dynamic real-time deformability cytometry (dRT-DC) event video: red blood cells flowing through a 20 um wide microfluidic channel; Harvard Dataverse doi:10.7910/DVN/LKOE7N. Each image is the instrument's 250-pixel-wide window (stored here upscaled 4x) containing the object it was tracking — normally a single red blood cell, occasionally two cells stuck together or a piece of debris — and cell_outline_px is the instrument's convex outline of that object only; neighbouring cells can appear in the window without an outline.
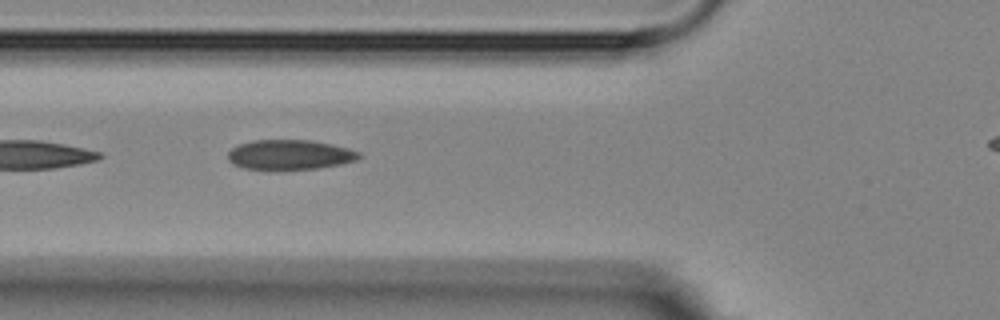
{"species": "Egyptian fruit bat (a non-hibernating species)", "species_latin": "Rousettus aegyptiacus", "temperature_condition": "room temperature", "stored_images_in_passage": 6, "camera_frame_rate_fps": 3000, "um_per_image_px": 0.085, "animal": {"sex": "female"}, "frame": {"image": 1, "passage_image": 3, "time_ms": 2.333, "image_size_px": [1000, 320], "cell_outline_px": [[364, 156], [356, 160], [340, 164], [316, 168], [244, 168], [232, 164], [228, 160], [228, 152], [232, 148], [240, 144], [252, 140], [312, 140], [348, 148], [360, 152]], "centroid_in_image_um": [24.65, 13.13], "position_along_channel_um": 101.1, "area_um2": 22.43}}
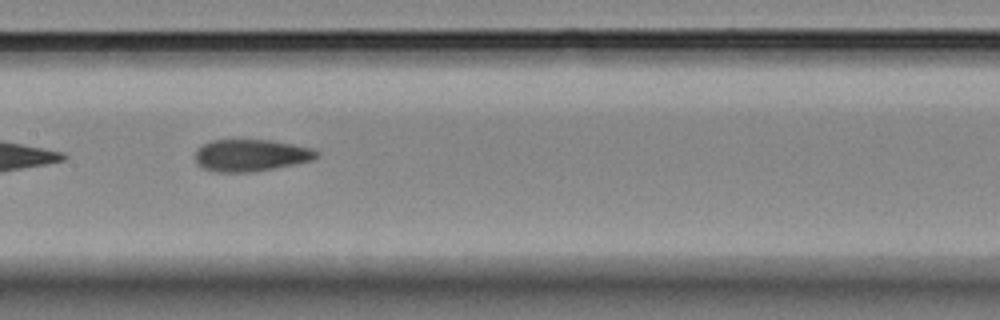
{"frame": {"image": 2, "passage_image": 5, "time_ms": 4.667, "image_size_px": [1000, 320], "cell_outline_px": [[320, 156], [312, 160], [272, 168], [248, 172], [216, 172], [204, 168], [196, 164], [196, 152], [204, 144], [212, 140], [272, 140], [312, 148], [320, 152]], "centroid_in_image_um": [21.34, 13.19], "position_along_channel_um": 186.1, "area_um2": 22.37}}
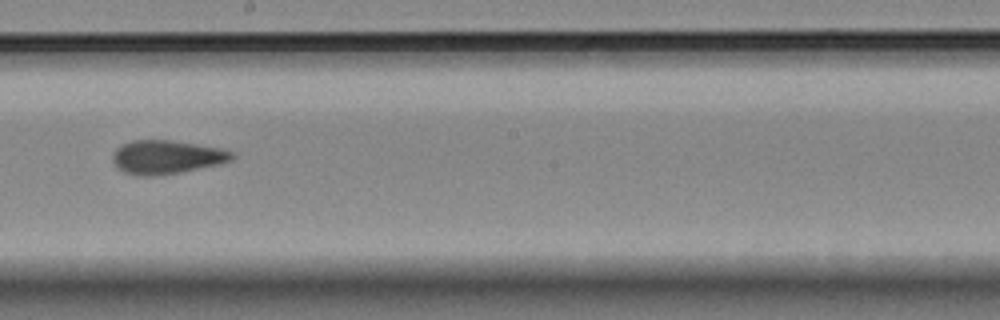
{"frame": {"image": 3, "passage_image": 6, "time_ms": 6.0, "image_size_px": [1000, 320], "cell_outline_px": [[236, 156], [232, 160], [220, 164], [160, 176], [136, 176], [124, 172], [116, 168], [112, 160], [112, 156], [116, 148], [120, 144], [132, 140], [172, 140], [224, 148], [236, 152]], "centroid_in_image_um": [14.18, 13.35], "position_along_channel_um": 234.0, "area_um2": 23.99}}